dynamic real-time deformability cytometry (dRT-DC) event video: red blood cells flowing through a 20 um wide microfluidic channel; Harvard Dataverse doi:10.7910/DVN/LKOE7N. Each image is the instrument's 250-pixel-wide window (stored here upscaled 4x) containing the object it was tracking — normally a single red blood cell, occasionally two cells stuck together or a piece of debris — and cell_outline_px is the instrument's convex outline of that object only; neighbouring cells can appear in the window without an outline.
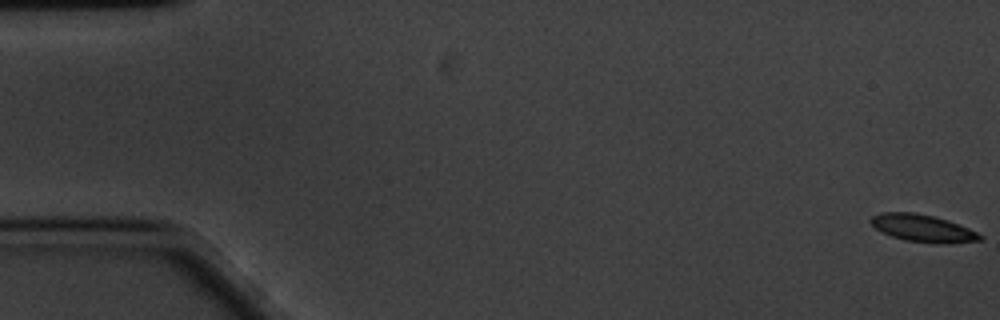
{"species": "common noctule bat (a hibernating species)", "species_latin": "Nyctalus noctula", "temperature_condition": "cold", "stored_images_in_passage": 60, "camera_frame_rate_fps": 3000, "um_per_image_px": 0.085, "animal": {"sex": "male", "body_mass_g": 20.1, "forearm_length_mm": 53.5}, "frame": {"image": 1, "passage_image": 1, "time_ms": 0.0, "image_size_px": [1000, 320], "cell_outline_px": [[984, 240], [948, 244], [936, 244], [904, 240], [892, 236], [876, 228], [868, 220], [872, 216], [880, 212], [912, 212], [932, 216], [948, 220], [968, 228], [984, 236]], "centroid_in_image_um": [78.47, 19.41], "position_along_channel_um": 6.5, "area_um2": 17.46}}
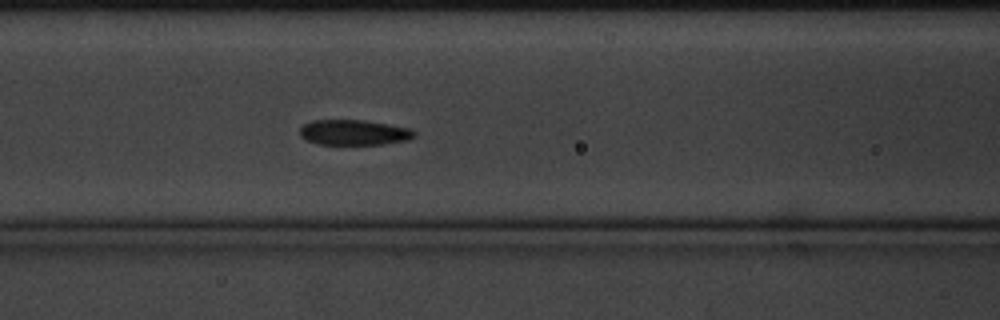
{"frame": {"image": 2, "passage_image": 25, "time_ms": 8.0, "image_size_px": [1000, 320], "cell_outline_px": [[416, 136], [408, 140], [384, 144], [320, 144], [304, 140], [300, 136], [300, 128], [304, 124], [312, 120], [364, 120], [412, 128], [416, 132]], "centroid_in_image_um": [30.1, 11.25], "position_along_channel_um": 136.5, "area_um2": 17.05}}
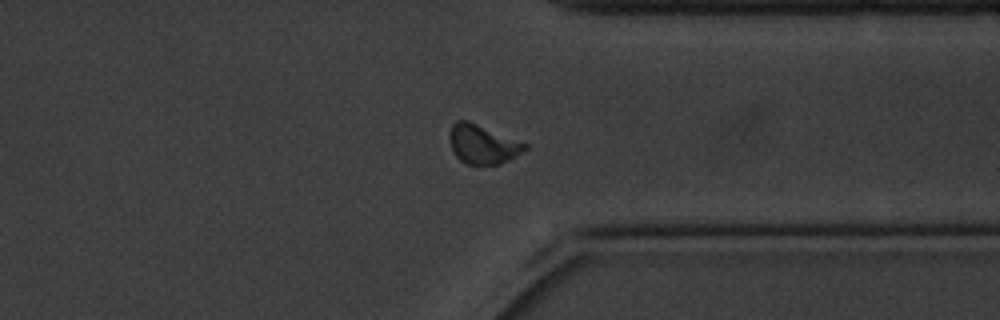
{"frame": {"image": 3, "passage_image": 46, "time_ms": 15.0, "image_size_px": [1000, 320], "cell_outline_px": [[528, 148], [516, 156], [500, 164], [464, 164], [452, 152], [448, 140], [448, 132], [452, 124], [456, 120], [468, 120], [528, 144]], "centroid_in_image_um": [40.98, 12.25], "position_along_channel_um": 370.4, "area_um2": 17.4}, "authors_computed_cell_mechanics": {"area_um2": 17.34, "velocity_mm_per_s": 3.3753, "shape_relaxation_time_tau1_ms": 3.5275, "shape_relaxation_time_tau2_ms": 4.9008, "deformation_change_tau1": 0.0975, "deformation_change_tau2": 0.0804}}